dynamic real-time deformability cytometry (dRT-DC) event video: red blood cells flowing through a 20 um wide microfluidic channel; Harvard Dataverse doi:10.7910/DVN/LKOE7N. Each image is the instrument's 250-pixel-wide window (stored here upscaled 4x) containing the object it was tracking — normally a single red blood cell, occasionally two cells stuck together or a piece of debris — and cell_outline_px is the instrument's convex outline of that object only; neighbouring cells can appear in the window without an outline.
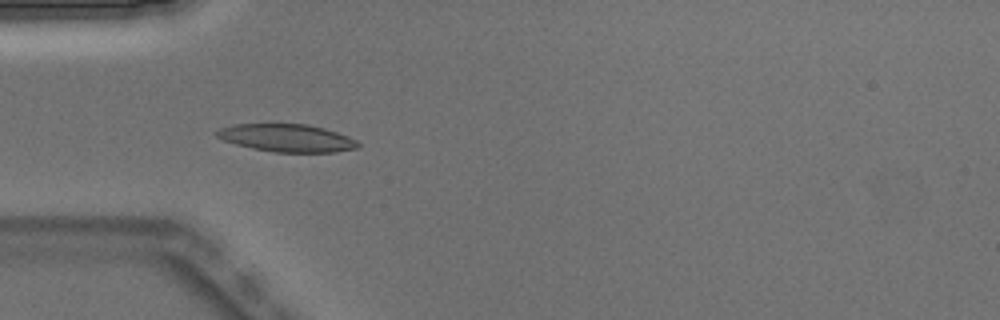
{"species": "Egyptian fruit bat (a non-hibernating species)", "species_latin": "Rousettus aegyptiacus", "temperature_condition": "warm", "stored_images_in_passage": 5, "camera_frame_rate_fps": 3000, "um_per_image_px": 0.085, "animal": {"sex": "male"}, "frame": {"image": 1, "passage_image": 4, "time_ms": 1.0, "image_size_px": [1000, 320], "cell_outline_px": [[360, 148], [336, 152], [276, 152], [252, 148], [236, 144], [224, 140], [216, 136], [216, 132], [220, 128], [232, 124], [308, 124], [324, 128], [348, 136], [356, 140], [360, 144]], "centroid_in_image_um": [24.42, 11.73], "position_along_channel_um": 60.6, "area_um2": 22.77}}